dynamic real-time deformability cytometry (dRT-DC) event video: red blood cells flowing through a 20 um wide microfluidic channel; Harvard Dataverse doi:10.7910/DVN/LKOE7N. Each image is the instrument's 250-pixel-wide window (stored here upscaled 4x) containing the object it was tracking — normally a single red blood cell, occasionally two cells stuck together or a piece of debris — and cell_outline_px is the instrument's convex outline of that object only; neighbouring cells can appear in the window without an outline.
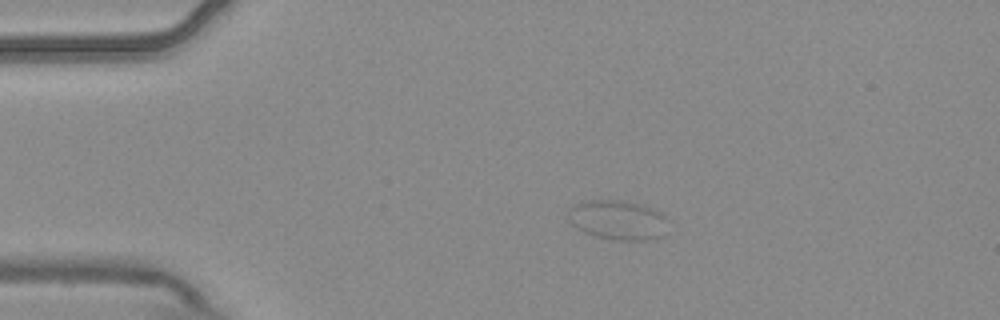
{"species": "common noctule bat (a hibernating species)", "species_latin": "Nyctalus noctula", "temperature_condition": "warm", "stored_images_in_passage": 4, "camera_frame_rate_fps": 3000, "um_per_image_px": 0.085, "animal": {"sex": "male", "body_mass_g": 20.4}, "frame": {"image": 1, "passage_image": 1, "time_ms": 0.0, "image_size_px": [1000, 320], "cell_outline_px": [[668, 220], [664, 236], [648, 240], [612, 240], [596, 236], [584, 232], [576, 228], [568, 220], [568, 212], [576, 204], [588, 200], [624, 200], [660, 212]], "centroid_in_image_um": [52.52, 18.72], "position_along_channel_um": 32.5, "area_um2": 22.95}}
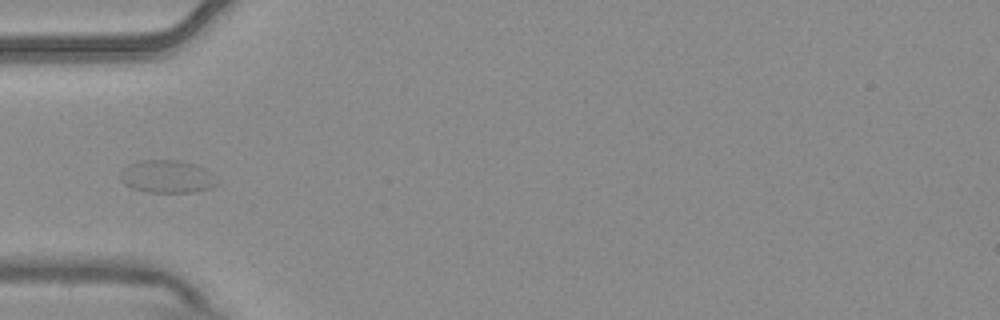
{"frame": {"image": 2, "passage_image": 3, "time_ms": 0.667, "image_size_px": [1000, 320], "cell_outline_px": [[220, 180], [212, 188], [196, 192], [144, 192], [132, 188], [124, 184], [120, 176], [120, 172], [128, 164], [144, 160], [176, 160], [196, 164], [212, 172]], "centroid_in_image_um": [14.25, 15.01], "position_along_channel_um": 70.7, "area_um2": 18.73}}
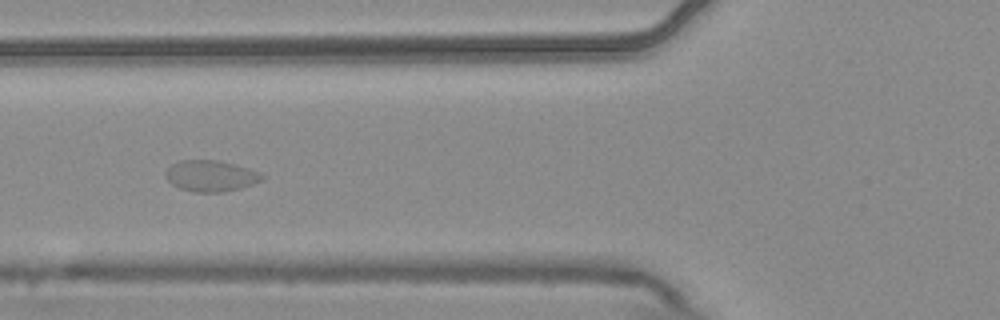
{"frame": {"image": 3, "passage_image": 4, "time_ms": 1.0, "image_size_px": [1000, 320], "cell_outline_px": [[264, 176], [260, 180], [252, 184], [240, 188], [224, 192], [196, 192], [180, 188], [172, 184], [164, 176], [164, 172], [172, 164], [180, 160], [216, 160], [248, 168], [260, 172]], "centroid_in_image_um": [17.88, 14.95], "position_along_channel_um": 107.9, "area_um2": 17.34}}